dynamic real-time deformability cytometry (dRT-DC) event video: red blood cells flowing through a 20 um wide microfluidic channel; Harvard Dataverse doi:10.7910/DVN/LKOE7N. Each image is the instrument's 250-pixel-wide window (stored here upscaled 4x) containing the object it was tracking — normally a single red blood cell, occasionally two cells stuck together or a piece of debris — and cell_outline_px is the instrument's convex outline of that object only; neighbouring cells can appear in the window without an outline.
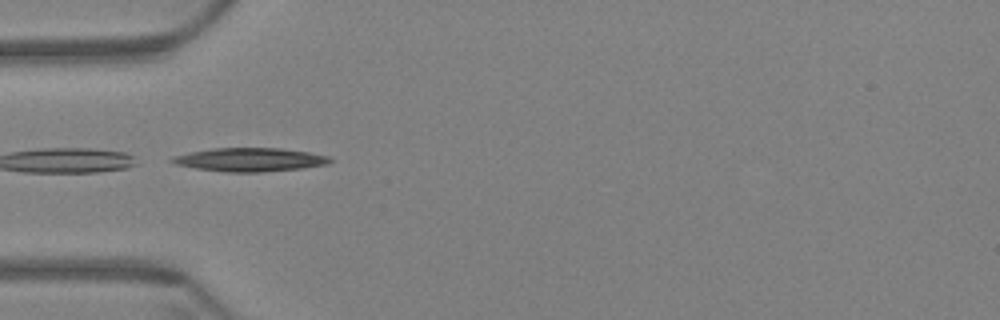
{"species": "Egyptian fruit bat (a non-hibernating species)", "species_latin": "Rousettus aegyptiacus", "temperature_condition": "warm", "stored_images_in_passage": 6, "camera_frame_rate_fps": 3000, "um_per_image_px": 0.085, "animal": {"sex": "female"}, "frame": {"image": 1, "passage_image": 1, "time_ms": 0.0, "image_size_px": [1000, 320], "cell_outline_px": [[332, 160], [328, 164], [304, 168], [264, 172], [228, 172], [196, 168], [176, 164], [168, 160], [172, 156], [212, 148], [280, 148], [308, 152], [328, 156]], "centroid_in_image_um": [21.25, 13.57], "position_along_channel_um": 63.7, "area_um2": 21.62}}